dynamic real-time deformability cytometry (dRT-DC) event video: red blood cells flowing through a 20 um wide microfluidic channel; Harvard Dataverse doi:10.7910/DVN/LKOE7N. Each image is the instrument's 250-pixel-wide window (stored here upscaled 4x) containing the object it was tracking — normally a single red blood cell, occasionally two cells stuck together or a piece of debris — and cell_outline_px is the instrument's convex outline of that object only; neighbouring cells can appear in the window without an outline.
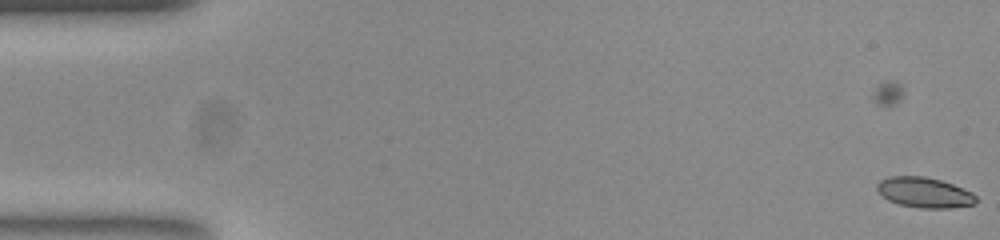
{"species": "common noctule bat (a hibernating species)", "species_latin": "Nyctalus noctula", "temperature_condition": "room temperature", "stored_images_in_passage": 5, "camera_frame_rate_fps": 3000, "um_per_image_px": 0.085, "animal": {"sex": "female", "body_mass_g": 23.0, "forearm_length_mm": 53.4}, "frame": {"image": 1, "passage_image": 5, "time_ms": 1.333, "image_size_px": [1000, 240], "cell_outline_px": [[976, 204], [948, 208], [920, 208], [900, 204], [888, 200], [876, 188], [876, 184], [880, 180], [888, 176], [924, 176], [940, 180], [952, 184], [972, 192], [976, 196]], "centroid_in_image_um": [78.57, 16.36], "position_along_channel_um": 6.4, "area_um2": 17.4}}